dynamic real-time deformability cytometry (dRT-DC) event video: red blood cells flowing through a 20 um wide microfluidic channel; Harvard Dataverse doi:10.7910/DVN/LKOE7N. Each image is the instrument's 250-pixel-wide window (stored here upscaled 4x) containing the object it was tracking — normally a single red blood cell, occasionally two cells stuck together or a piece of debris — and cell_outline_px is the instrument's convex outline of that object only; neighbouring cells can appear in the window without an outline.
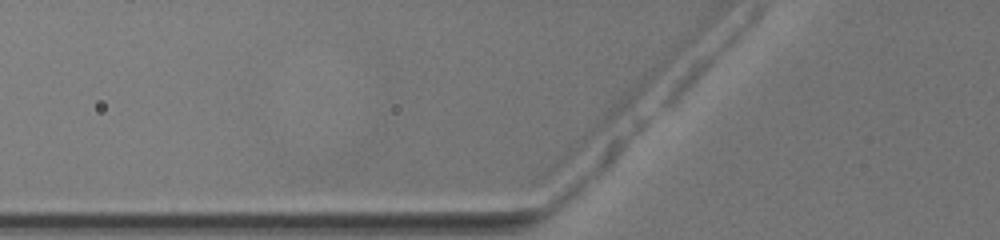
{"species": "common noctule bat (a hibernating species)", "species_latin": "Nyctalus noctula", "temperature_condition": "warm", "stored_images_in_passage": 4, "camera_frame_rate_fps": 3000, "um_per_image_px": 0.085, "animal": {"sex": "female", "body_mass_g": 19.5, "forearm_length_mm": 54.1}, "frame": {"image": 1, "passage_image": 2, "time_ms": 0.333, "image_size_px": [1000, 240], "cell_outline_px": [[664, 68], [620, 116], [552, 176], [544, 176], [544, 168], [548, 164], [652, 68]], "centroid_in_image_um": [51.09, 10.48], "position_along_channel_um": 74.7, "area_um2": 13.29}}